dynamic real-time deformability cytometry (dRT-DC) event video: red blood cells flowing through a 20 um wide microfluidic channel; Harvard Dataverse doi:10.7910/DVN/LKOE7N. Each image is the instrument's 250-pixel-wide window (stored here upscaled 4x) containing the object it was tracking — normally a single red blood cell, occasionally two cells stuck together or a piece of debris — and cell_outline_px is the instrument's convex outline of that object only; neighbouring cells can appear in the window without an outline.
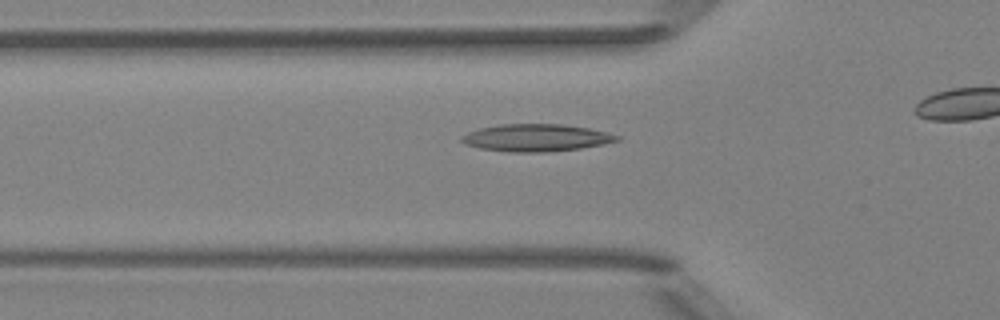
{"species": "Egyptian fruit bat (a non-hibernating species)", "species_latin": "Rousettus aegyptiacus", "temperature_condition": "room temperature", "stored_images_in_passage": 42, "camera_frame_rate_fps": 3000, "um_per_image_px": 0.085, "animal": {"sex": "female"}, "frame": {"image": 1, "passage_image": 18, "time_ms": 5.667, "image_size_px": [1000, 320], "cell_outline_px": [[620, 140], [604, 144], [580, 148], [548, 152], [508, 152], [480, 148], [464, 144], [460, 140], [460, 136], [468, 132], [480, 128], [500, 124], [560, 124], [588, 128], [620, 136]], "centroid_in_image_um": [45.53, 11.71], "position_along_channel_um": 80.3, "area_um2": 24.68}}
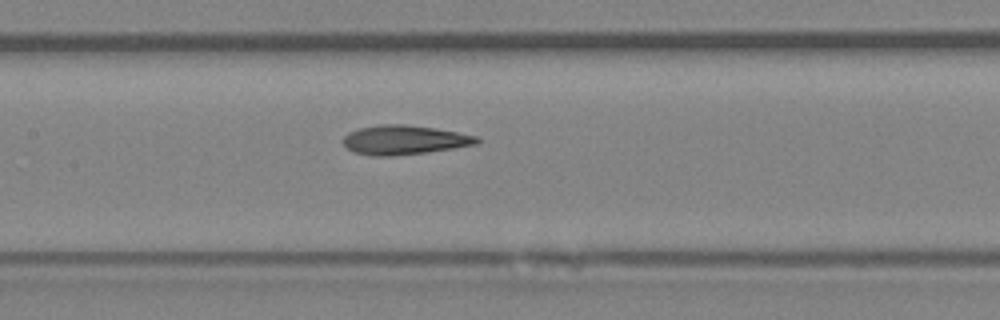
{"frame": {"image": 2, "passage_image": 25, "time_ms": 8.0, "image_size_px": [1000, 320], "cell_outline_px": [[480, 140], [476, 144], [452, 148], [424, 152], [388, 156], [376, 156], [356, 152], [348, 148], [344, 144], [344, 136], [348, 132], [360, 128], [380, 124], [404, 124], [432, 128], [456, 132], [476, 136]], "centroid_in_image_um": [34.33, 11.88], "position_along_channel_um": 173.1, "area_um2": 22.25}}
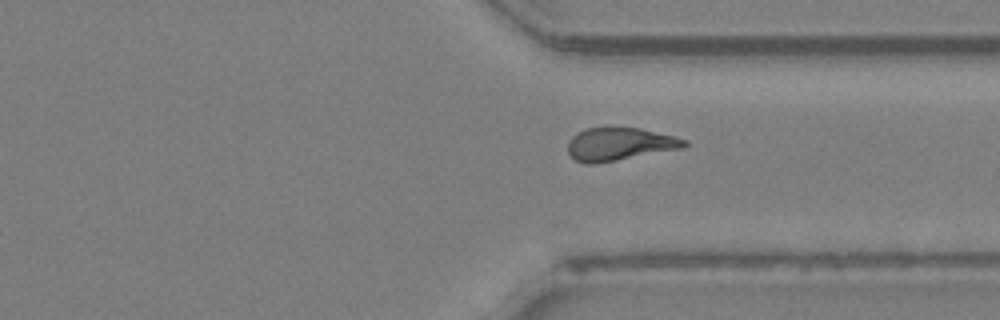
{"frame": {"image": 3, "passage_image": 39, "time_ms": 12.667, "image_size_px": [1000, 320], "cell_outline_px": [[688, 144], [680, 148], [596, 164], [588, 164], [576, 160], [568, 152], [568, 140], [572, 136], [588, 128], [640, 128], [688, 140]], "centroid_in_image_um": [52.63, 12.25], "position_along_channel_um": 358.8, "area_um2": 21.85}}